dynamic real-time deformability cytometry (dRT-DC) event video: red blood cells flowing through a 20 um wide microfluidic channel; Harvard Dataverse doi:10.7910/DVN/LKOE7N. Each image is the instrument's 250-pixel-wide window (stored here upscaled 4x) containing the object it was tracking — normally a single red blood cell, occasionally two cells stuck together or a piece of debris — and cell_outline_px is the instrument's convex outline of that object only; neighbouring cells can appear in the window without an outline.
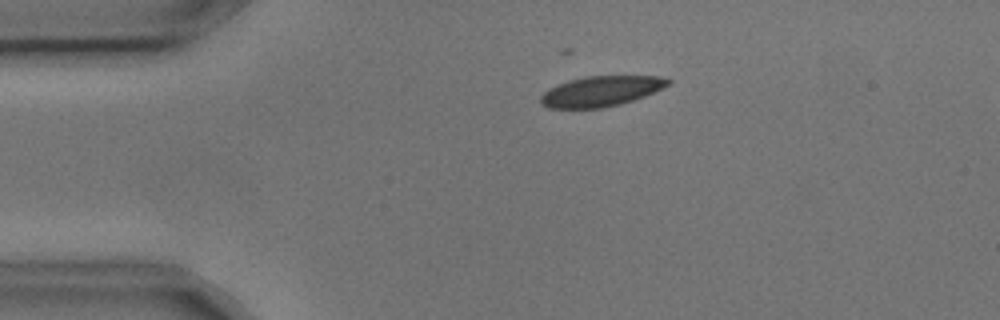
{"species": "common noctule bat (a hibernating species)", "species_latin": "Nyctalus noctula", "temperature_condition": "cold", "stored_images_in_passage": 6, "camera_frame_rate_fps": 3000, "um_per_image_px": 0.085, "animal": {"sex": "male", "body_mass_g": 17.9, "forearm_length_mm": 54.2}, "frame": {"image": 1, "passage_image": 4, "time_ms": 1.0, "image_size_px": [1000, 320], "cell_outline_px": [[672, 84], [644, 96], [620, 104], [600, 108], [548, 108], [540, 100], [540, 96], [548, 88], [568, 80], [584, 76], [660, 76], [672, 80]], "centroid_in_image_um": [51.1, 7.74], "position_along_channel_um": 33.9, "area_um2": 22.48}}